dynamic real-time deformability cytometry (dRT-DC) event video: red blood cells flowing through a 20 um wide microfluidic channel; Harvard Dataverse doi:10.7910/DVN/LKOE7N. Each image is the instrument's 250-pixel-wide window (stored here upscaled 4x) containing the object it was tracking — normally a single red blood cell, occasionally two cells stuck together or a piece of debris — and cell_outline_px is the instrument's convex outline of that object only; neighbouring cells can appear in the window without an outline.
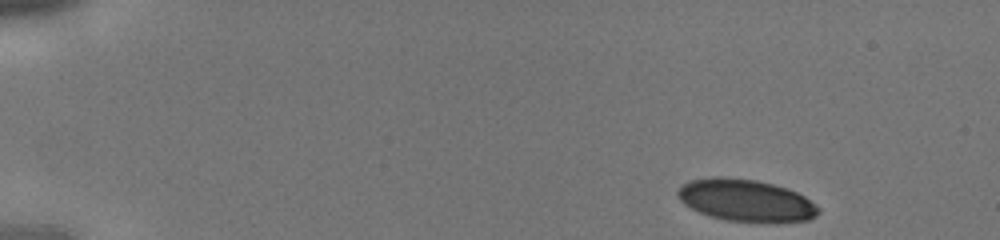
{"species": "human", "species_latin": "Homo sapiens", "temperature_condition": "cold", "stored_images_in_passage": 9, "camera_frame_rate_fps": 3000, "um_per_image_px": 0.085, "donor": {"sex": "male"}, "frame": {"image": 1, "passage_image": 1, "time_ms": 0.0, "image_size_px": [1000, 240], "cell_outline_px": [[820, 212], [816, 216], [808, 220], [728, 220], [708, 216], [684, 204], [680, 200], [676, 192], [684, 184], [692, 180], [712, 176], [720, 176], [756, 180], [772, 184], [796, 192], [804, 196], [816, 204], [820, 208]], "centroid_in_image_um": [63.37, 17.0], "position_along_channel_um": 21.6, "area_um2": 33.64}}
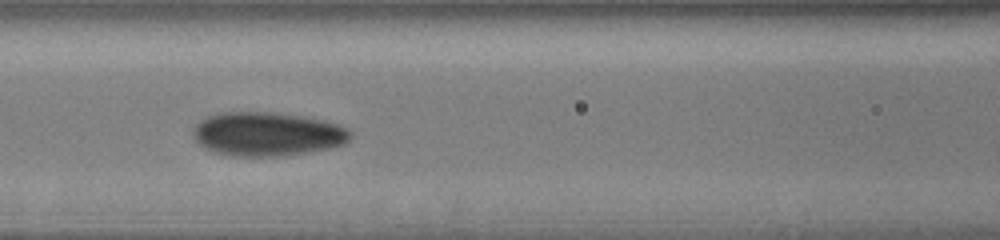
{"frame": {"image": 2, "passage_image": 7, "time_ms": 2.0, "image_size_px": [1000, 240], "cell_outline_px": [[352, 136], [344, 144], [328, 148], [284, 156], [232, 156], [212, 152], [204, 148], [196, 140], [192, 132], [192, 128], [200, 120], [208, 116], [220, 112], [272, 112], [304, 116], [324, 120], [348, 128], [352, 132]], "centroid_in_image_um": [22.7, 11.39], "position_along_channel_um": 143.9, "area_um2": 40.46}}
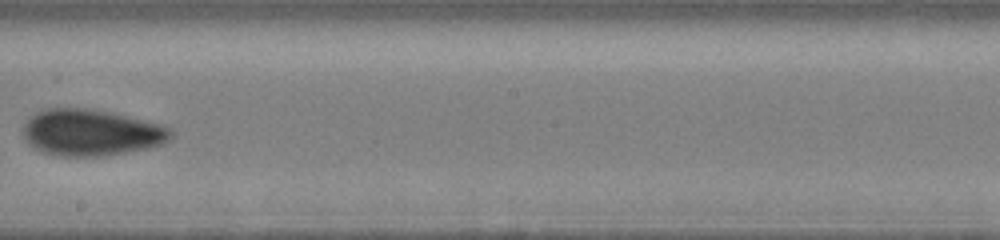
{"frame": {"image": 3, "passage_image": 9, "time_ms": 2.667, "image_size_px": [1000, 240], "cell_outline_px": [[172, 136], [164, 144], [148, 148], [104, 156], [60, 156], [40, 152], [24, 136], [24, 124], [36, 112], [48, 108], [92, 108], [112, 112], [160, 124], [172, 128]], "centroid_in_image_um": [7.79, 11.26], "position_along_channel_um": 240.4, "area_um2": 39.94}}